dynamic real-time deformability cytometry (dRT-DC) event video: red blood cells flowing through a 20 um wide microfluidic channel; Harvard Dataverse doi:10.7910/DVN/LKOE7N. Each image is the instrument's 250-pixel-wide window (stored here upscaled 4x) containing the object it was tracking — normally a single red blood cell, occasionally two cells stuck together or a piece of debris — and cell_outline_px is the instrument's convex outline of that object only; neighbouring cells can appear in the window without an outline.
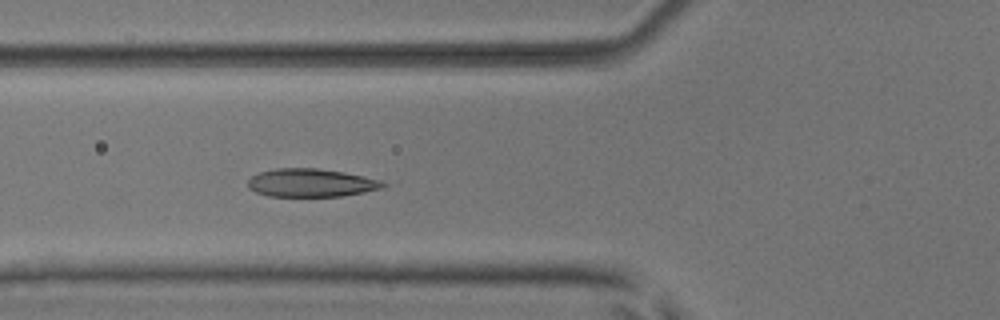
{"species": "common noctule bat (a hibernating species)", "species_latin": "Nyctalus noctula", "temperature_condition": "room temperature", "stored_images_in_passage": 6, "camera_frame_rate_fps": 3000, "um_per_image_px": 0.085, "animal": {"sex": "male", "body_mass_g": 17.9, "forearm_length_mm": 54.2}, "frame": {"image": 1, "passage_image": 6, "time_ms": 1.667, "image_size_px": [1000, 320], "cell_outline_px": [[388, 184], [384, 188], [344, 196], [268, 196], [256, 192], [248, 188], [248, 180], [252, 176], [260, 172], [276, 168], [316, 168], [344, 172], [364, 176], [380, 180]], "centroid_in_image_um": [26.46, 15.54], "position_along_channel_um": 99.3, "area_um2": 22.25}}